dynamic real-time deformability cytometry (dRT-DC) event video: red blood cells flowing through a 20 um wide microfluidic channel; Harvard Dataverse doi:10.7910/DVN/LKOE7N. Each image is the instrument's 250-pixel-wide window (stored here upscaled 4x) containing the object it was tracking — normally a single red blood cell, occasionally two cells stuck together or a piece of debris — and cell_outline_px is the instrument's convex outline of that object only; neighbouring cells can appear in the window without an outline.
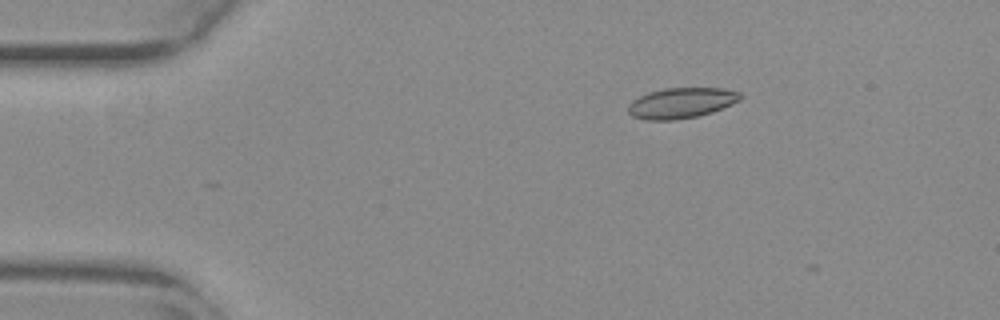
{"species": "common noctule bat (a hibernating species)", "species_latin": "Nyctalus noctula", "temperature_condition": "warm", "stored_images_in_passage": 14, "camera_frame_rate_fps": 3000, "um_per_image_px": 0.085, "animal": {"sex": "female", "body_mass_g": 29.2, "forearm_length_mm": 56.3}, "frame": {"image": 1, "passage_image": 10, "time_ms": 3.0, "image_size_px": [1000, 320], "cell_outline_px": [[744, 96], [740, 100], [732, 104], [712, 112], [696, 116], [672, 120], [648, 120], [632, 116], [628, 112], [628, 104], [632, 100], [648, 92], [664, 88], [724, 88], [740, 92]], "centroid_in_image_um": [57.92, 8.74], "position_along_channel_um": 27.1, "area_um2": 20.0}}